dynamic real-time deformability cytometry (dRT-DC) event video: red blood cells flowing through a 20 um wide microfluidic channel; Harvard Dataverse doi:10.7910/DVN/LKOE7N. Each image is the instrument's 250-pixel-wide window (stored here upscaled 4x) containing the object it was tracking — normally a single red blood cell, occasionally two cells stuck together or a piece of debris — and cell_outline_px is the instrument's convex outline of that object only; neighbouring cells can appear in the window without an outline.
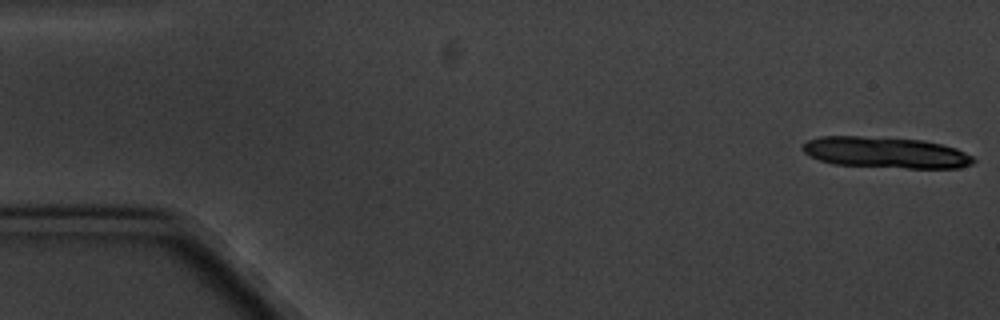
{"species": "common noctule bat (a hibernating species)", "species_latin": "Nyctalus noctula", "temperature_condition": "cold", "stored_images_in_passage": 8, "camera_frame_rate_fps": 3000, "um_per_image_px": 0.085, "animal": {"sex": "male", "body_mass_g": 20.1, "forearm_length_mm": 53.5}, "frame": {"image": 1, "passage_image": 1, "time_ms": 0.0, "image_size_px": [1000, 320], "cell_outline_px": [[976, 160], [972, 164], [960, 168], [908, 168], [836, 164], [820, 160], [808, 156], [800, 148], [808, 140], [820, 136], [860, 136], [924, 140], [956, 148], [972, 156]], "centroid_in_image_um": [75.28, 12.96], "position_along_channel_um": 9.7, "area_um2": 30.92}}
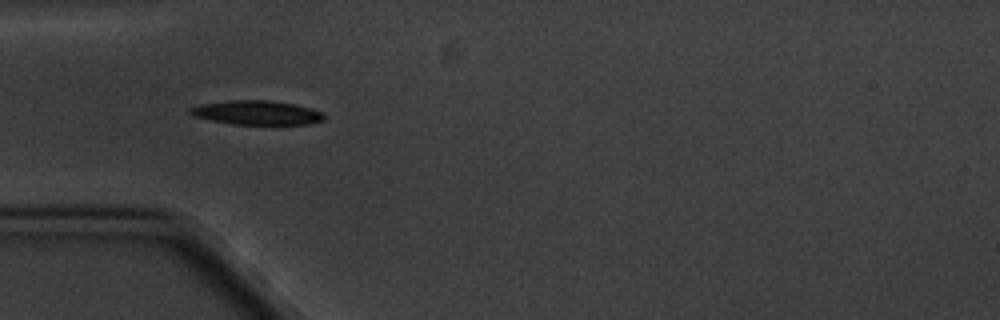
{"frame": {"image": 2, "passage_image": 6, "time_ms": 5.667, "image_size_px": [1000, 320], "cell_outline_px": [[324, 116], [320, 120], [308, 124], [232, 124], [212, 120], [196, 116], [188, 112], [188, 108], [204, 104], [228, 100], [268, 100], [296, 104], [324, 112]], "centroid_in_image_um": [21.84, 9.57], "position_along_channel_um": 63.2, "area_um2": 18.61}}